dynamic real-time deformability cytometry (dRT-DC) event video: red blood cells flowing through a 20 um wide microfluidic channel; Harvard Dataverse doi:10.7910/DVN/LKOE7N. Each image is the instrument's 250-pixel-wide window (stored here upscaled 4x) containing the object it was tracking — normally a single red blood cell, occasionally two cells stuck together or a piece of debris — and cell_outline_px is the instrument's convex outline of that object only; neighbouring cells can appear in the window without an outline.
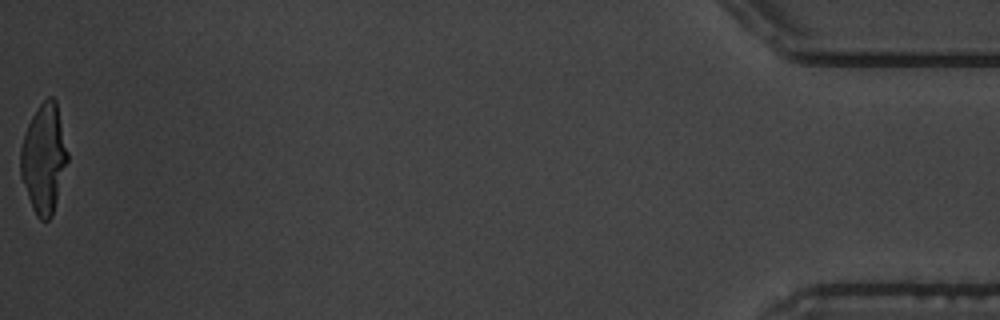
{"species": "common noctule bat (a hibernating species)", "species_latin": "Nyctalus noctula", "temperature_condition": "warm", "stored_images_in_passage": 14, "camera_frame_rate_fps": 3000, "um_per_image_px": 0.085, "animal": {"sex": "male", "body_mass_g": 19.5, "forearm_length_mm": 54.6}, "frame": {"image": 1, "passage_image": 14, "time_ms": 16.667, "image_size_px": [1000, 320], "cell_outline_px": [[68, 160], [52, 216], [48, 220], [40, 220], [36, 216], [32, 208], [20, 176], [20, 148], [24, 132], [32, 116], [40, 104], [48, 96], [52, 96], [56, 100], [68, 152]], "centroid_in_image_um": [3.71, 13.47], "position_along_channel_um": 431.5, "area_um2": 29.94}, "authors_computed_cell_mechanics": {"area_um2": 17.4845, "velocity_mm_per_s": 3.5165, "shape_relaxation_time_tau1_ms": 3.0376, "shape_relaxation_time_tau2_ms": 1.4224, "deformation_change_tau1": 0.1304, "deformation_change_tau2": 0.0459}}